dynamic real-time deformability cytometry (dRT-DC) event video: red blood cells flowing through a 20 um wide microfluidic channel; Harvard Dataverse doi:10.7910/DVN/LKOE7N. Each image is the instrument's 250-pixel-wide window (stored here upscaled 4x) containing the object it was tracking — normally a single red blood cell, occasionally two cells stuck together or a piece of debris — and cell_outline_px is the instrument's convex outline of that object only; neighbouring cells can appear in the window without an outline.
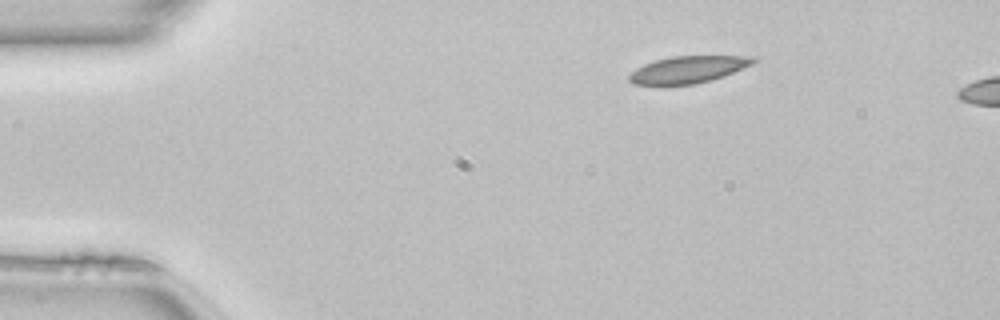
{"species": "common noctule bat (a hibernating species)", "species_latin": "Nyctalus noctula", "temperature_condition": "room temperature", "stored_images_in_passage": 42, "camera_frame_rate_fps": 3000, "um_per_image_px": 0.085, "animal": {"sex": "female", "body_mass_g": 22.7, "forearm_length_mm": 54.2}, "frame": {"image": 1, "passage_image": 1, "time_ms": 0.0, "image_size_px": [1000, 320], "cell_outline_px": [[756, 60], [752, 64], [724, 76], [696, 84], [632, 84], [628, 80], [628, 76], [636, 68], [644, 64], [656, 60], [672, 56], [756, 56]], "centroid_in_image_um": [58.49, 5.9], "position_along_channel_um": 26.5, "area_um2": 19.31}}
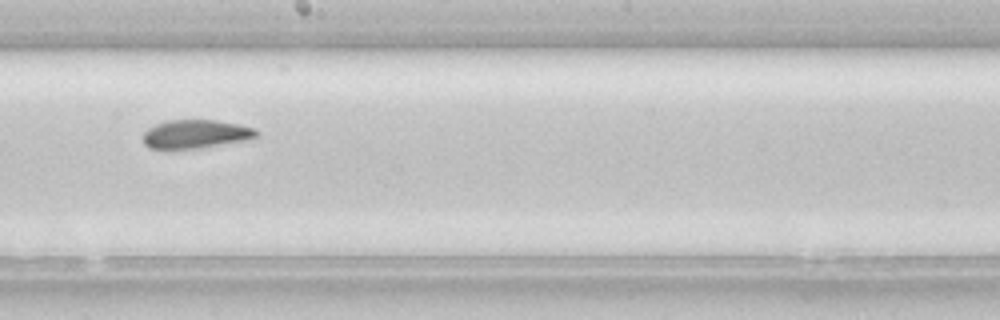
{"frame": {"image": 2, "passage_image": 21, "time_ms": 6.667, "image_size_px": [1000, 320], "cell_outline_px": [[256, 136], [244, 140], [196, 148], [148, 148], [144, 144], [144, 132], [148, 128], [156, 124], [168, 120], [216, 120], [236, 124], [252, 128], [256, 132]], "centroid_in_image_um": [16.56, 11.38], "position_along_channel_um": 231.6, "area_um2": 18.26}}
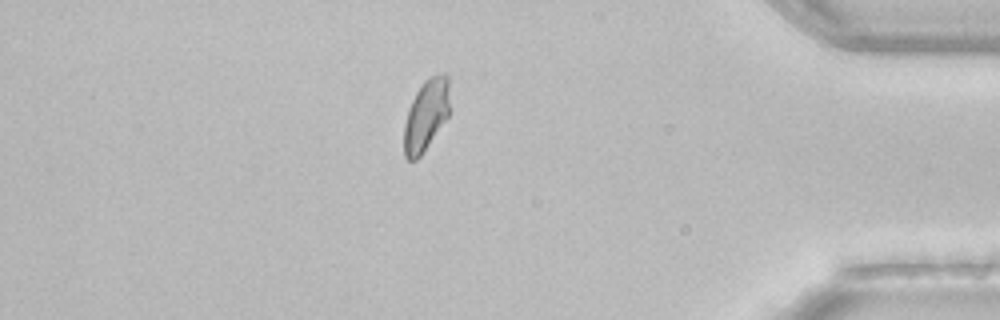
{"frame": {"image": 3, "passage_image": 36, "time_ms": 11.667, "image_size_px": [1000, 320], "cell_outline_px": [[448, 116], [420, 156], [416, 160], [408, 160], [404, 156], [404, 124], [412, 100], [416, 92], [424, 80], [428, 76], [444, 72], [448, 76]], "centroid_in_image_um": [36.2, 9.76], "position_along_channel_um": 399.0, "area_um2": 18.73}}